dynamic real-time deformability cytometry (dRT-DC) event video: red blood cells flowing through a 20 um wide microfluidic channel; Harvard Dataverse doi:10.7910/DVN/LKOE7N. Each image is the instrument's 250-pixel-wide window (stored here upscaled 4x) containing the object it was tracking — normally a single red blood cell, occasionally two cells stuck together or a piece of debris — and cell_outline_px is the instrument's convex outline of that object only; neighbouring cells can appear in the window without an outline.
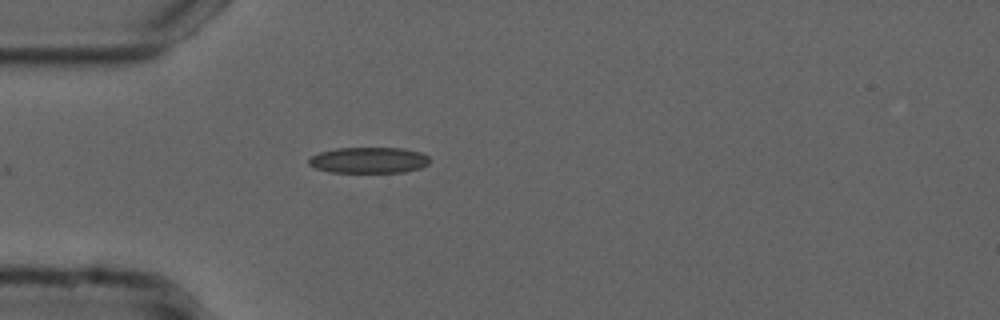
{"species": "common noctule bat (a hibernating species)", "species_latin": "Nyctalus noctula", "temperature_condition": "cold", "stored_images_in_passage": 31, "camera_frame_rate_fps": 3000, "um_per_image_px": 0.085, "animal": {"sex": "male", "forearm_length_mm": 52.5}, "frame": {"image": 1, "passage_image": 1, "time_ms": 0.0, "image_size_px": [1000, 320], "cell_outline_px": [[432, 160], [428, 164], [420, 168], [404, 172], [328, 172], [316, 168], [308, 164], [308, 160], [312, 156], [320, 152], [336, 148], [404, 148], [420, 152], [428, 156]], "centroid_in_image_um": [31.37, 13.61], "position_along_channel_um": 53.6, "area_um2": 18.38}}
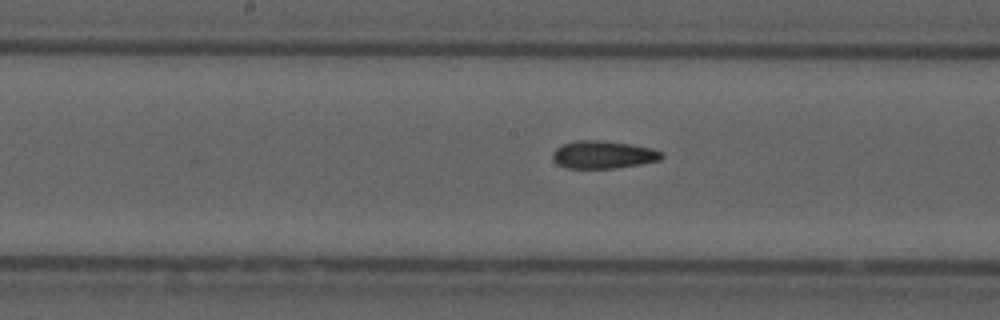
{"frame": {"image": 2, "passage_image": 13, "time_ms": 4.0, "image_size_px": [1000, 320], "cell_outline_px": [[664, 156], [660, 160], [640, 164], [616, 168], [564, 168], [556, 164], [552, 160], [552, 152], [556, 148], [564, 144], [576, 140], [600, 140], [628, 144], [652, 148], [664, 152]], "centroid_in_image_um": [51.25, 13.15], "position_along_channel_um": 196.9, "area_um2": 17.74}}
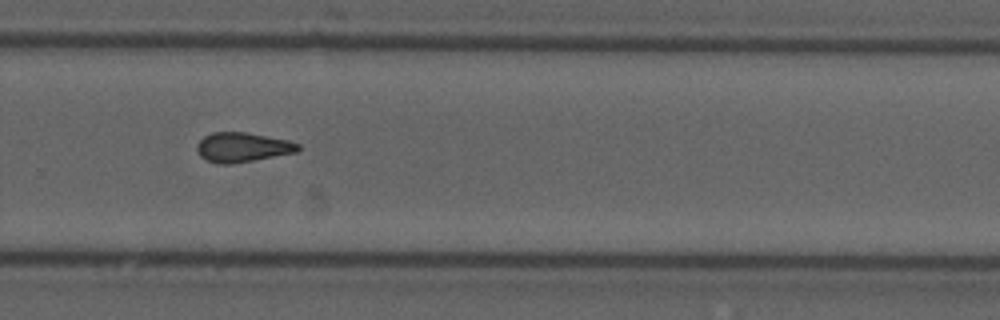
{"frame": {"image": 3, "passage_image": 22, "time_ms": 7.0, "image_size_px": [1000, 320], "cell_outline_px": [[300, 148], [296, 152], [232, 164], [216, 164], [200, 156], [196, 148], [196, 144], [204, 136], [212, 132], [244, 132], [288, 140], [300, 144]], "centroid_in_image_um": [20.58, 12.52], "position_along_channel_um": 309.2, "area_um2": 17.34}, "authors_computed_cell_mechanics": {"area_um2": 17.5134, "velocity_mm_per_s": 3.7587, "shape_relaxation_time_tau1_ms": null, "shape_relaxation_time_tau2_ms": 3.7584, "deformation_change_tau1": null, "deformation_change_tau2": 0.1174}}